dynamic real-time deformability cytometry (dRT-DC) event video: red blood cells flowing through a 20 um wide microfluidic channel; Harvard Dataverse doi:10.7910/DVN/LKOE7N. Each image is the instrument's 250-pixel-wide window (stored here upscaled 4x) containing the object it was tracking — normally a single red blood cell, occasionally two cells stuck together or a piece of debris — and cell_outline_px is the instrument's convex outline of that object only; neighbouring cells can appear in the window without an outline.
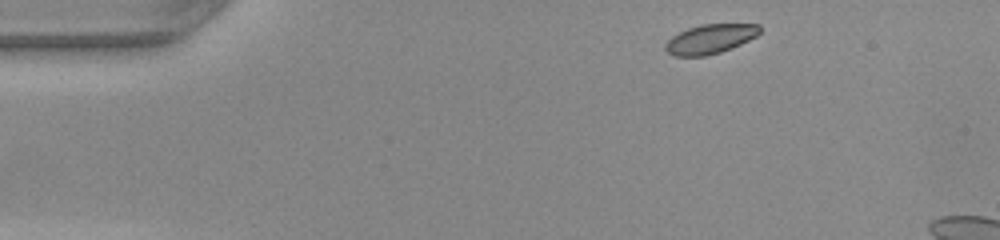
{"species": "common noctule bat (a hibernating species)", "species_latin": "Nyctalus noctula", "temperature_condition": "warm", "stored_images_in_passage": 9, "camera_frame_rate_fps": 3000, "um_per_image_px": 0.085, "animal": {"sex": "female", "body_mass_g": 22.0, "forearm_length_mm": 56.7}, "frame": {"image": 1, "passage_image": 1, "time_ms": 0.0, "image_size_px": [1000, 240], "cell_outline_px": [[760, 32], [756, 36], [740, 44], [720, 52], [704, 56], [676, 56], [668, 52], [664, 48], [664, 44], [672, 36], [688, 28], [704, 24], [760, 24]], "centroid_in_image_um": [60.35, 3.31], "position_along_channel_um": 24.6, "area_um2": 15.95}}